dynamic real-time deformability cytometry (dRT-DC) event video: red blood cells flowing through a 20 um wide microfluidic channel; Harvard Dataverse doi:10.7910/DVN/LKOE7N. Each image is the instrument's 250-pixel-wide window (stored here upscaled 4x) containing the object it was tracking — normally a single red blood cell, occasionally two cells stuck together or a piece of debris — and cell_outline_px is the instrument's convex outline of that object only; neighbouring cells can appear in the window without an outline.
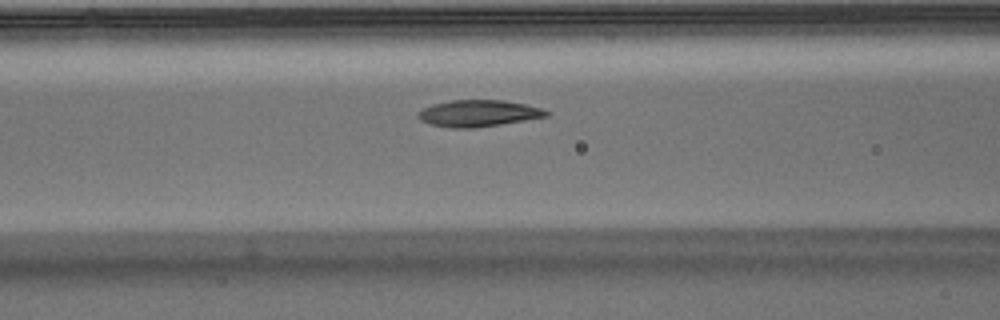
{"species": "Egyptian fruit bat (a non-hibernating species)", "species_latin": "Rousettus aegyptiacus", "temperature_condition": "warm", "stored_images_in_passage": 28, "camera_frame_rate_fps": 3000, "um_per_image_px": 0.085, "animal": {"sex": "male"}, "frame": {"image": 1, "passage_image": 6, "time_ms": 1.667, "image_size_px": [1000, 320], "cell_outline_px": [[552, 112], [548, 116], [500, 124], [472, 128], [448, 128], [428, 124], [420, 120], [416, 116], [416, 112], [432, 104], [448, 100], [504, 100], [544, 108]], "centroid_in_image_um": [40.63, 9.63], "position_along_channel_um": 126.0, "area_um2": 20.11}}
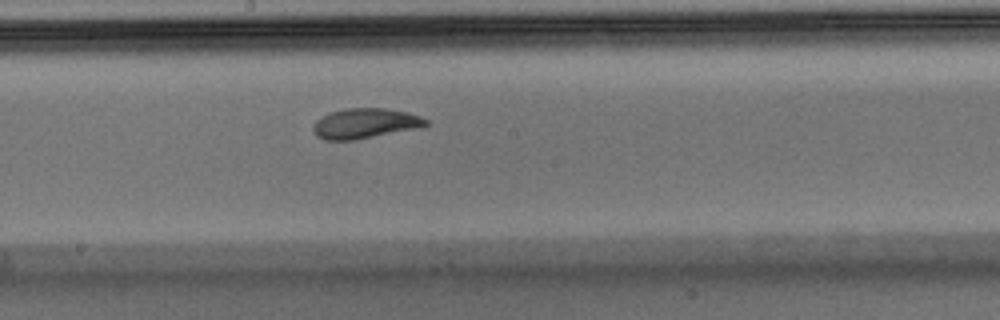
{"frame": {"image": 2, "passage_image": 13, "time_ms": 4.0, "image_size_px": [1000, 320], "cell_outline_px": [[428, 124], [412, 128], [356, 140], [324, 140], [316, 136], [312, 128], [316, 120], [332, 112], [344, 108], [384, 108], [408, 112], [420, 116], [428, 120]], "centroid_in_image_um": [30.97, 10.48], "position_along_channel_um": 217.2, "area_um2": 19.42}}
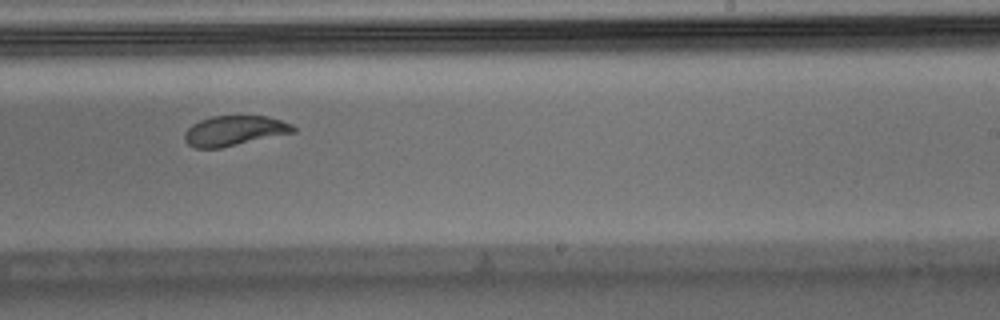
{"frame": {"image": 3, "passage_image": 17, "time_ms": 5.333, "image_size_px": [1000, 320], "cell_outline_px": [[296, 132], [220, 148], [196, 148], [188, 144], [184, 140], [184, 132], [192, 124], [200, 120], [212, 116], [268, 116], [292, 124], [296, 128]], "centroid_in_image_um": [19.92, 11.11], "position_along_channel_um": 269.1, "area_um2": 19.02}}